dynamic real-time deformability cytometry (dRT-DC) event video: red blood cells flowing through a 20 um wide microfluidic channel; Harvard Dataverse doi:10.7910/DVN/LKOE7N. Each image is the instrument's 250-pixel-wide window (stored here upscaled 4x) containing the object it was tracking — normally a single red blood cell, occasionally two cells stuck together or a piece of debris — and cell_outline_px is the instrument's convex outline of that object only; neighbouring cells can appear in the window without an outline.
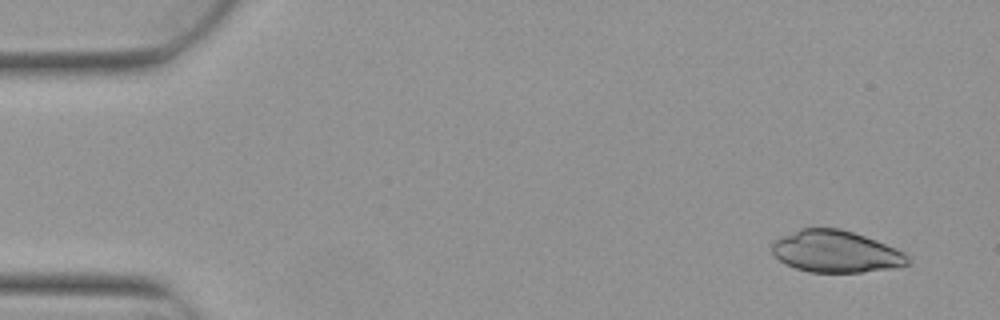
{"species": "Egyptian fruit bat (a non-hibernating species)", "species_latin": "Rousettus aegyptiacus", "temperature_condition": "warm", "stored_images_in_passage": 3, "camera_frame_rate_fps": 3000, "um_per_image_px": 0.085, "animal": {"sex": "female"}, "frame": {"image": 1, "passage_image": 1, "time_ms": 0.0, "image_size_px": [1000, 320], "cell_outline_px": [[912, 260], [908, 264], [892, 268], [860, 272], [808, 272], [796, 268], [780, 260], [772, 252], [772, 244], [780, 236], [800, 228], [840, 228], [864, 236], [896, 248], [904, 252]], "centroid_in_image_um": [71.05, 21.38], "position_along_channel_um": 14.0, "area_um2": 32.95}}